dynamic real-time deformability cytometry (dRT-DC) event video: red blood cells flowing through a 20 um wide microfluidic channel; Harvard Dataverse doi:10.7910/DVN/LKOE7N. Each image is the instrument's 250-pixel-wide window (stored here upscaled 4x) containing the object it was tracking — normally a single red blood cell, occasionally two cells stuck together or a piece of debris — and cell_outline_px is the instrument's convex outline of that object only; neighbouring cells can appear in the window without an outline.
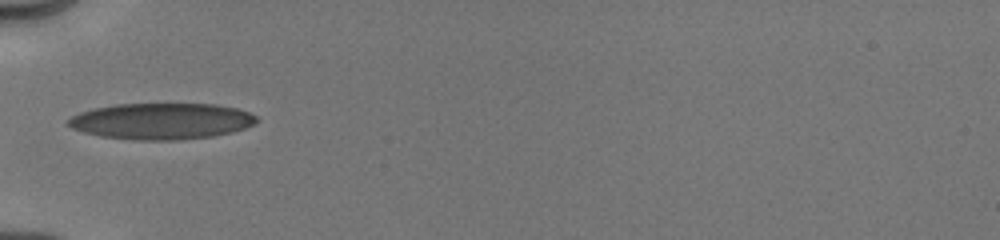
{"species": "human", "species_latin": "Homo sapiens", "temperature_condition": "cold", "stored_images_in_passage": 6, "camera_frame_rate_fps": 3000, "um_per_image_px": 0.085, "donor": {"sex": "male"}, "frame": {"image": 1, "passage_image": 1, "time_ms": 0.0, "image_size_px": [1000, 240], "cell_outline_px": [[256, 120], [252, 124], [244, 128], [232, 132], [212, 136], [176, 140], [132, 140], [100, 136], [84, 132], [72, 128], [64, 120], [80, 112], [92, 108], [116, 104], [216, 104], [236, 108], [248, 112], [256, 116]], "centroid_in_image_um": [13.66, 10.3], "position_along_channel_um": 71.3, "area_um2": 39.77}}
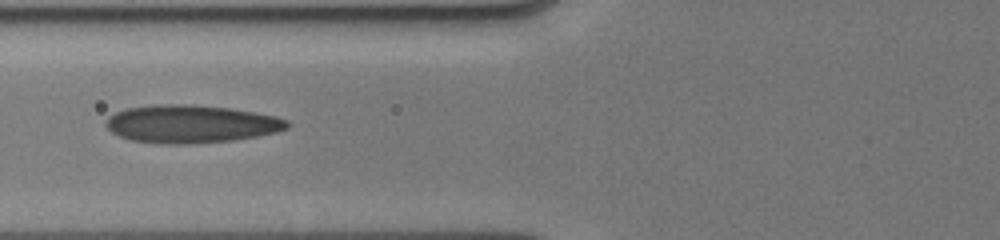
{"frame": {"image": 2, "passage_image": 5, "time_ms": 1.0, "image_size_px": [1000, 240], "cell_outline_px": [[292, 124], [288, 128], [276, 132], [256, 136], [232, 140], [184, 144], [164, 144], [132, 140], [120, 136], [112, 132], [104, 124], [104, 120], [108, 116], [124, 108], [152, 104], [192, 104], [228, 108], [256, 112], [276, 116], [288, 120]], "centroid_in_image_um": [16.22, 10.52], "position_along_channel_um": 109.6, "area_um2": 40.29}}